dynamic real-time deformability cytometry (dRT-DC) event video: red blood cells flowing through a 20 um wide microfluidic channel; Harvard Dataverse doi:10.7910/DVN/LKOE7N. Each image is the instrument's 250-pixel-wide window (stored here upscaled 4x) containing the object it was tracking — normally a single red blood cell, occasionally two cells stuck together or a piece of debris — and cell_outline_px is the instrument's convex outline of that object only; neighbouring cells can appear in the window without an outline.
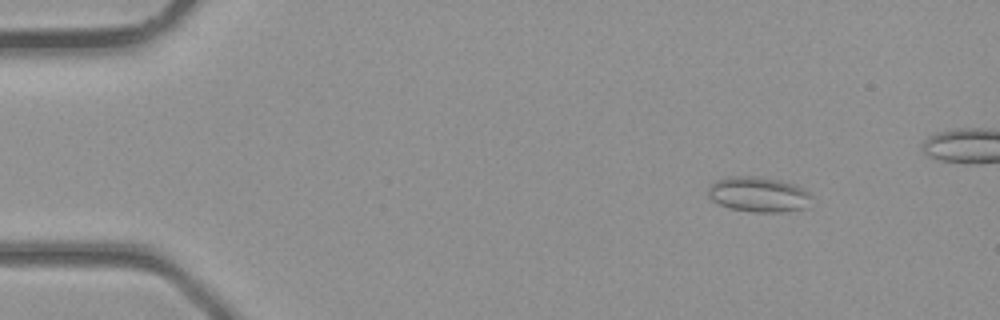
{"species": "common noctule bat (a hibernating species)", "species_latin": "Nyctalus noctula", "temperature_condition": "room temperature", "stored_images_in_passage": 40, "camera_frame_rate_fps": 3000, "um_per_image_px": 0.085, "animal": {"sex": "male", "body_mass_g": 23.1, "forearm_length_mm": 52.7}, "frame": {"image": 1, "passage_image": 5, "time_ms": 1.333, "image_size_px": [1000, 320], "cell_outline_px": [[812, 196], [804, 208], [788, 212], [756, 212], [732, 208], [720, 204], [712, 200], [708, 196], [708, 188], [716, 180], [728, 176], [756, 176], [780, 180], [796, 184], [804, 188]], "centroid_in_image_um": [64.48, 16.51], "position_along_channel_um": 20.5, "area_um2": 21.21}}
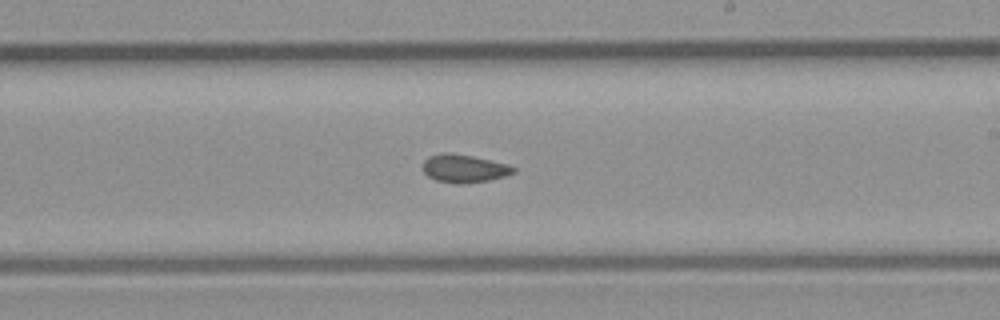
{"frame": {"image": 2, "passage_image": 23, "time_ms": 7.333, "image_size_px": [1000, 320], "cell_outline_px": [[516, 172], [504, 176], [488, 180], [464, 184], [456, 184], [436, 180], [428, 176], [424, 172], [424, 160], [428, 156], [440, 152], [452, 152], [472, 156], [508, 164], [516, 168]], "centroid_in_image_um": [39.44, 14.31], "position_along_channel_um": 249.6, "area_um2": 14.91}}
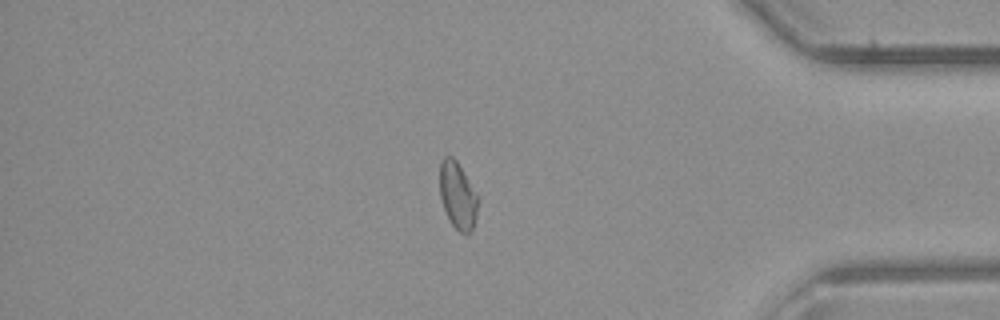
{"frame": {"image": 3, "passage_image": 33, "time_ms": 10.667, "image_size_px": [1000, 320], "cell_outline_px": [[480, 196], [476, 216], [472, 232], [460, 232], [452, 224], [444, 208], [440, 196], [440, 160], [444, 156], [452, 156], [456, 160]], "centroid_in_image_um": [38.93, 16.59], "position_along_channel_um": 396.3, "area_um2": 15.03}}